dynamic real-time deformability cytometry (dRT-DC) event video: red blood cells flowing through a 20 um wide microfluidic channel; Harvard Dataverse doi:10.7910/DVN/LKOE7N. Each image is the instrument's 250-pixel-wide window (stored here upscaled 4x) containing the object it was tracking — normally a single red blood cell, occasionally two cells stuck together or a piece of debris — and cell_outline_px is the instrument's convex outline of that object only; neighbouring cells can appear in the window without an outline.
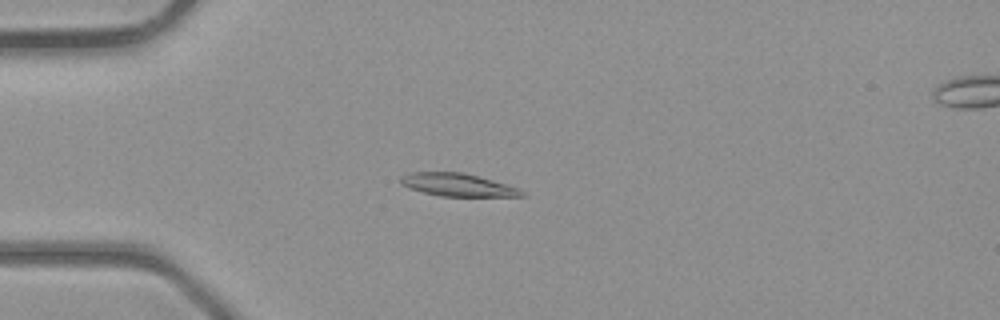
{"species": "common noctule bat (a hibernating species)", "species_latin": "Nyctalus noctula", "temperature_condition": "room temperature", "stored_images_in_passage": 3, "camera_frame_rate_fps": 3000, "um_per_image_px": 0.085, "animal": {"sex": "male", "body_mass_g": 23.1, "forearm_length_mm": 52.7}, "frame": {"image": 1, "passage_image": 2, "time_ms": 1.0, "image_size_px": [1000, 320], "cell_outline_px": [[528, 196], [440, 196], [424, 192], [400, 184], [400, 176], [408, 172], [464, 172], [520, 188]], "centroid_in_image_um": [38.91, 15.7], "position_along_channel_um": 46.1, "area_um2": 16.07}}